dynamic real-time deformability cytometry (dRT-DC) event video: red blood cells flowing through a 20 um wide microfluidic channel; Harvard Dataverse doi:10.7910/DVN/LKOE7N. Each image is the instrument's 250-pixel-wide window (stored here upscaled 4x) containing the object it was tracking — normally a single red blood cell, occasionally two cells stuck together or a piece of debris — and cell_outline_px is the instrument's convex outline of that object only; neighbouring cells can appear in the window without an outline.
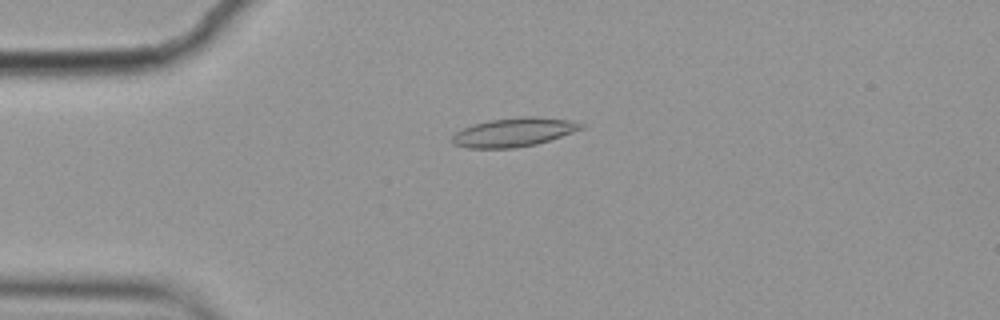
{"species": "common noctule bat (a hibernating species)", "species_latin": "Nyctalus noctula", "temperature_condition": "cold", "stored_images_in_passage": 5, "camera_frame_rate_fps": 3000, "um_per_image_px": 0.085, "animal": {"sex": "female", "body_mass_g": 19.9}, "frame": {"image": 1, "passage_image": 3, "time_ms": 0.667, "image_size_px": [1000, 320], "cell_outline_px": [[584, 128], [536, 144], [512, 148], [468, 148], [452, 144], [452, 136], [456, 132], [472, 124], [488, 120], [524, 116], [536, 116], [572, 120], [584, 124]], "centroid_in_image_um": [43.66, 11.23], "position_along_channel_um": 41.3, "area_um2": 21.62}}
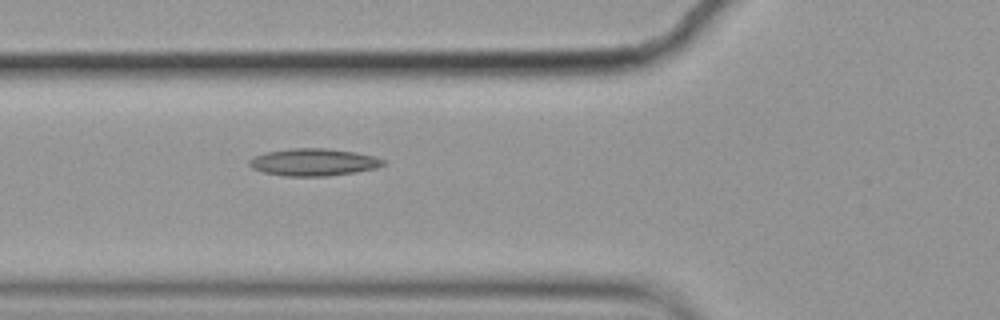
{"frame": {"image": 2, "passage_image": 5, "time_ms": 1.333, "image_size_px": [1000, 320], "cell_outline_px": [[388, 164], [376, 168], [328, 176], [284, 176], [264, 172], [252, 168], [248, 164], [248, 160], [252, 156], [264, 152], [292, 148], [324, 148], [356, 152], [376, 156], [384, 160]], "centroid_in_image_um": [26.64, 13.78], "position_along_channel_um": 99.2, "area_um2": 21.44}}